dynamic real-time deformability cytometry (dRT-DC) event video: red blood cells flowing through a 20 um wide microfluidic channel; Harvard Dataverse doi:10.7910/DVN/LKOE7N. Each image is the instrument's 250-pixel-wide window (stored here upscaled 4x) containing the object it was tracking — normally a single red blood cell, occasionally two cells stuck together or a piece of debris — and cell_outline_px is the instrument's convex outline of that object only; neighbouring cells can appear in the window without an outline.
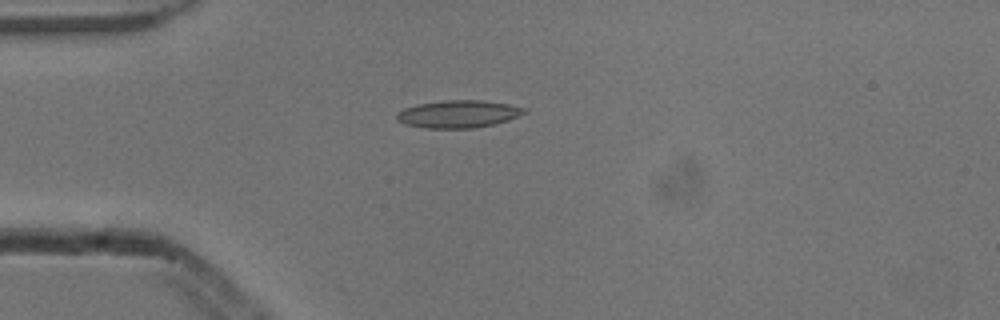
{"species": "common noctule bat (a hibernating species)", "species_latin": "Nyctalus noctula", "temperature_condition": "cold", "stored_images_in_passage": 3, "camera_frame_rate_fps": 3000, "um_per_image_px": 0.085, "animal": {"sex": "male", "body_mass_g": 13.3}, "frame": {"image": 1, "passage_image": 3, "time_ms": 0.667, "image_size_px": [1000, 320], "cell_outline_px": [[528, 112], [508, 120], [476, 128], [424, 128], [404, 124], [396, 120], [396, 112], [404, 108], [416, 104], [444, 100], [484, 100], [508, 104], [528, 108]], "centroid_in_image_um": [38.94, 9.68], "position_along_channel_um": 46.1, "area_um2": 20.69}}